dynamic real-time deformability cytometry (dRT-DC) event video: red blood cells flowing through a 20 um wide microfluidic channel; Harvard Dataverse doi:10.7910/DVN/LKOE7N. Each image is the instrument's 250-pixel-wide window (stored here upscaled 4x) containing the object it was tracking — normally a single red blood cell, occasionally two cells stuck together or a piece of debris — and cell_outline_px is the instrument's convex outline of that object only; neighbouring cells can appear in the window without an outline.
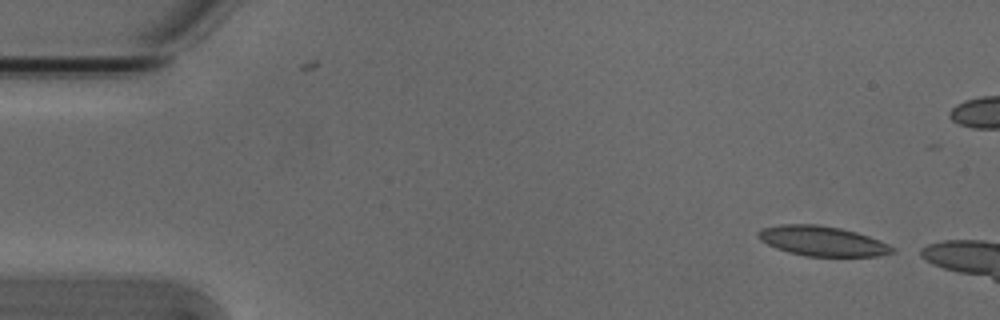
{"species": "Egyptian fruit bat (a non-hibernating species)", "species_latin": "Rousettus aegyptiacus", "temperature_condition": "cold", "stored_images_in_passage": 46, "camera_frame_rate_fps": 3000, "um_per_image_px": 0.085, "animal": {"sex": "male"}, "frame": {"image": 1, "passage_image": 1, "time_ms": 0.0, "image_size_px": [1000, 320], "cell_outline_px": [[896, 252], [876, 256], [804, 256], [788, 252], [776, 248], [760, 240], [756, 236], [756, 232], [760, 228], [780, 224], [816, 224], [840, 228], [856, 232], [868, 236], [888, 244], [896, 248]], "centroid_in_image_um": [69.86, 20.48], "position_along_channel_um": 15.1, "area_um2": 23.47}}
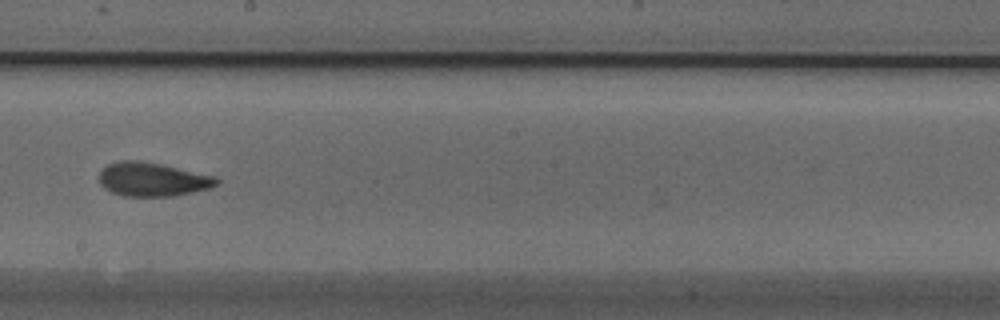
{"frame": {"image": 2, "passage_image": 27, "time_ms": 8.667, "image_size_px": [1000, 320], "cell_outline_px": [[220, 184], [208, 188], [192, 192], [172, 196], [124, 196], [112, 192], [104, 188], [100, 184], [100, 172], [108, 164], [120, 160], [140, 160], [160, 164], [216, 176], [220, 180]], "centroid_in_image_um": [12.97, 15.24], "position_along_channel_um": 235.2, "area_um2": 23.06}}
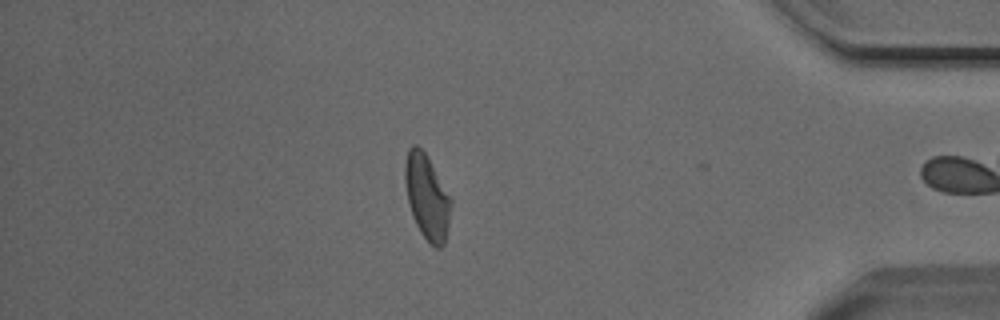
{"frame": {"image": 3, "passage_image": 43, "time_ms": 14.0, "image_size_px": [1000, 320], "cell_outline_px": [[452, 204], [444, 244], [440, 248], [436, 248], [420, 232], [412, 216], [408, 204], [404, 180], [404, 164], [408, 148], [412, 144], [416, 144], [424, 152], [452, 200]], "centroid_in_image_um": [36.26, 16.72], "position_along_channel_um": 398.9, "area_um2": 22.48}, "authors_computed_cell_mechanics": {"area_um2": 22.9466, "velocity_mm_per_s": 3.7996, "shape_relaxation_time_tau1_ms": null, "shape_relaxation_time_tau2_ms": 2.3802, "deformation_change_tau1": null, "deformation_change_tau2": 0.0822}}